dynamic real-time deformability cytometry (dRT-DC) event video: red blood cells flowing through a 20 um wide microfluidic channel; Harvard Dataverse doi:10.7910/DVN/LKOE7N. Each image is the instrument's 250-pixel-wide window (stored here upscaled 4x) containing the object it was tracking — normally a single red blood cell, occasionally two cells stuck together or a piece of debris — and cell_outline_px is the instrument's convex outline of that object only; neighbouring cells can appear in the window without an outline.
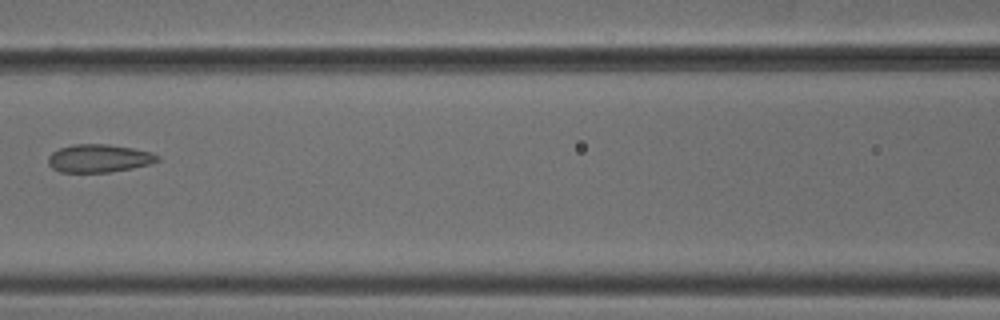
{"species": "common noctule bat (a hibernating species)", "species_latin": "Nyctalus noctula", "temperature_condition": "cold", "stored_images_in_passage": 3, "camera_frame_rate_fps": 3000, "um_per_image_px": 0.085, "animal": {"sex": "male", "body_mass_g": 18.8}, "frame": {"image": 1, "passage_image": 3, "time_ms": 0.667, "image_size_px": [1000, 320], "cell_outline_px": [[160, 160], [152, 164], [132, 168], [108, 172], [60, 172], [52, 168], [48, 164], [48, 156], [52, 152], [60, 148], [72, 144], [108, 144], [132, 148], [152, 152], [160, 156]], "centroid_in_image_um": [8.43, 13.45], "position_along_channel_um": 158.2, "area_um2": 17.98}}